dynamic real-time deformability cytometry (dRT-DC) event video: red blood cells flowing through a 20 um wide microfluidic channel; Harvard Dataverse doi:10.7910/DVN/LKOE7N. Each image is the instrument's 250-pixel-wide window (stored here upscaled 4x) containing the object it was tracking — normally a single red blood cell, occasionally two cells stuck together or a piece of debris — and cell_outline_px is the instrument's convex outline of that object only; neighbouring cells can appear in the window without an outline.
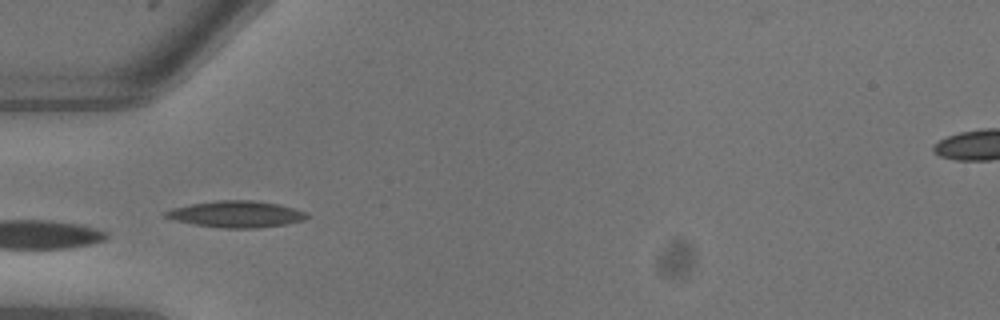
{"species": "common noctule bat (a hibernating species)", "species_latin": "Nyctalus noctula", "temperature_condition": "warm", "stored_images_in_passage": 17, "camera_frame_rate_fps": 3000, "um_per_image_px": 0.085, "animal": {"sex": "male", "body_mass_g": 13.3}, "frame": {"image": 1, "passage_image": 1, "time_ms": 0.0, "image_size_px": [1000, 320], "cell_outline_px": [[308, 216], [304, 220], [284, 224], [256, 228], [220, 228], [196, 224], [176, 220], [164, 216], [160, 212], [172, 208], [192, 204], [216, 200], [248, 200], [276, 204], [292, 208], [304, 212]], "centroid_in_image_um": [20.01, 18.2], "position_along_channel_um": 65.0, "area_um2": 21.44}}
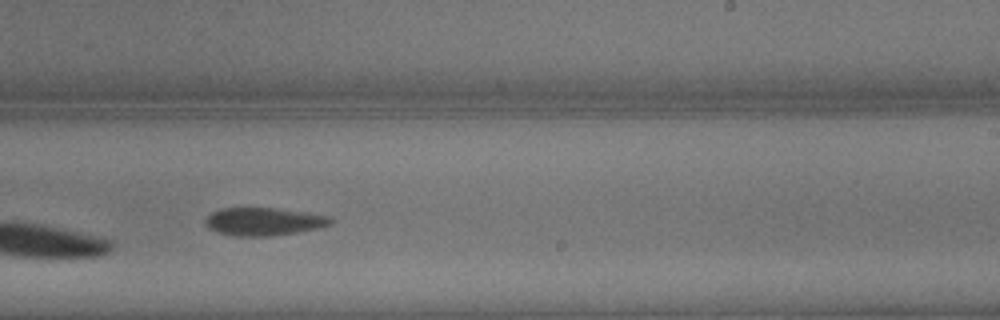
{"frame": {"image": 2, "passage_image": 8, "time_ms": 2.333, "image_size_px": [1000, 320], "cell_outline_px": [[332, 224], [316, 228], [296, 232], [268, 236], [240, 236], [216, 232], [208, 228], [204, 224], [204, 220], [212, 212], [220, 208], [272, 208], [304, 212], [332, 216]], "centroid_in_image_um": [22.38, 18.83], "position_along_channel_um": 266.6, "area_um2": 20.23}}